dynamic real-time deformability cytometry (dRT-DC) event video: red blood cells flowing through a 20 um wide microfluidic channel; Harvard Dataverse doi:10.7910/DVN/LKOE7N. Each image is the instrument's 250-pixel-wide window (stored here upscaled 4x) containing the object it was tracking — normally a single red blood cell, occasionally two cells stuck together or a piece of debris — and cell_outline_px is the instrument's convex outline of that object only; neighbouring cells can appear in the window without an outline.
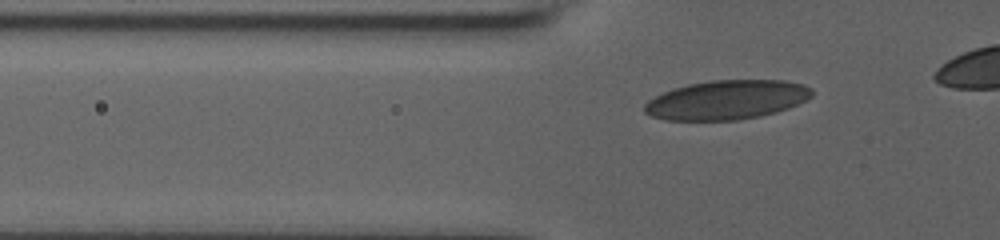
{"species": "human", "species_latin": "Homo sapiens", "temperature_condition": "room temperature", "stored_images_in_passage": 38, "camera_frame_rate_fps": 3000, "um_per_image_px": 0.085, "donor": {"sex": "male"}, "frame": {"image": 1, "passage_image": 7, "time_ms": 2.0, "image_size_px": [1000, 240], "cell_outline_px": [[812, 96], [788, 108], [776, 112], [760, 116], [736, 120], [664, 120], [652, 116], [644, 112], [644, 104], [648, 100], [672, 88], [688, 84], [712, 80], [784, 80], [804, 84], [812, 88]], "centroid_in_image_um": [61.76, 8.48], "position_along_channel_um": 64.0, "area_um2": 38.26}}
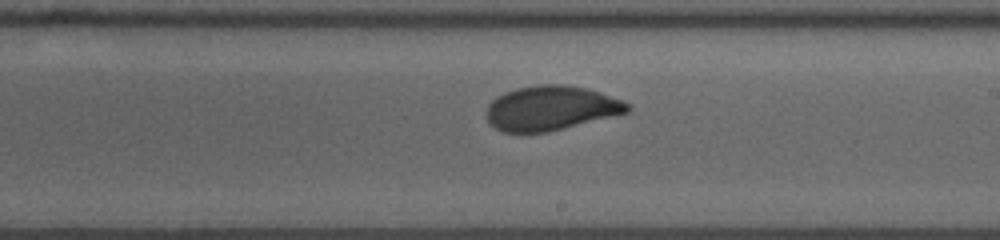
{"frame": {"image": 2, "passage_image": 22, "time_ms": 7.0, "image_size_px": [1000, 240], "cell_outline_px": [[632, 108], [628, 112], [548, 132], [504, 132], [488, 124], [484, 116], [488, 104], [496, 96], [504, 92], [516, 88], [540, 84], [564, 84], [584, 88], [600, 92], [624, 100], [632, 104]], "centroid_in_image_um": [46.8, 9.18], "position_along_channel_um": 242.2, "area_um2": 36.88}}
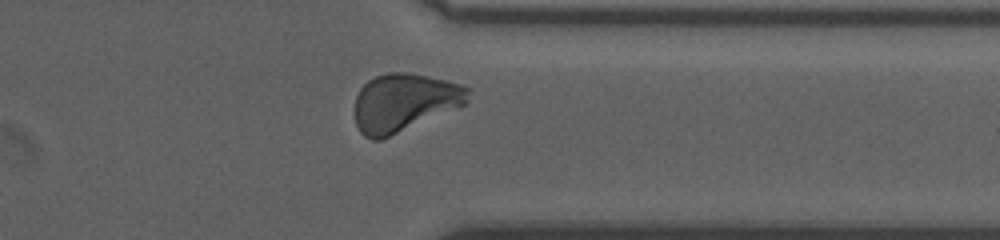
{"frame": {"image": 3, "passage_image": 33, "time_ms": 10.667, "image_size_px": [1000, 240], "cell_outline_px": [[468, 100], [464, 104], [380, 140], [372, 140], [364, 136], [360, 132], [356, 124], [356, 96], [360, 88], [368, 80], [376, 76], [388, 72], [408, 72], [444, 80], [460, 84], [468, 88]], "centroid_in_image_um": [34.31, 8.7], "position_along_channel_um": 377.1, "area_um2": 37.57}}